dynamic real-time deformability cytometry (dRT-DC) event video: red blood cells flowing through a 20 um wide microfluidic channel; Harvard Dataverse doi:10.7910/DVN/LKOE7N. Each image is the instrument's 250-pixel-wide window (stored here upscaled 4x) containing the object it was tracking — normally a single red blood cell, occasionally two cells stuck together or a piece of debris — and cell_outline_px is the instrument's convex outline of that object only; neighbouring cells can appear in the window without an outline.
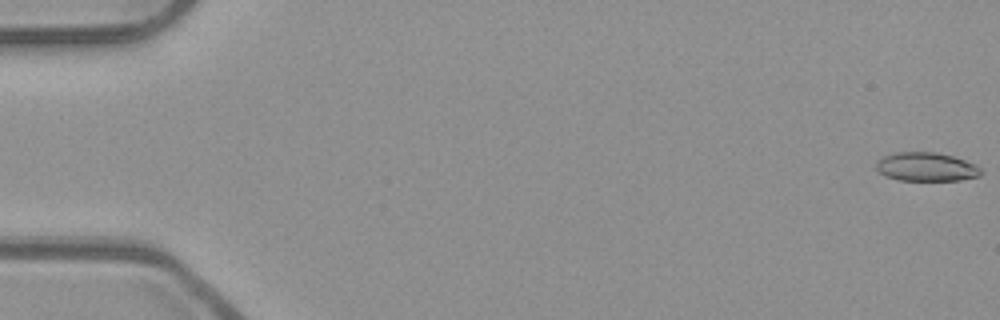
{"species": "common noctule bat (a hibernating species)", "species_latin": "Nyctalus noctula", "temperature_condition": "room temperature", "stored_images_in_passage": 53, "camera_frame_rate_fps": 3000, "um_per_image_px": 0.085, "animal": {"sex": "male", "body_mass_g": 23.1, "forearm_length_mm": 52.7}, "frame": {"image": 1, "passage_image": 1, "time_ms": 0.0, "image_size_px": [1000, 320], "cell_outline_px": [[984, 172], [980, 176], [960, 180], [900, 180], [888, 176], [880, 172], [876, 168], [876, 160], [884, 156], [896, 152], [936, 152], [952, 156], [976, 164]], "centroid_in_image_um": [78.76, 14.18], "position_along_channel_um": 6.2, "area_um2": 17.51}}
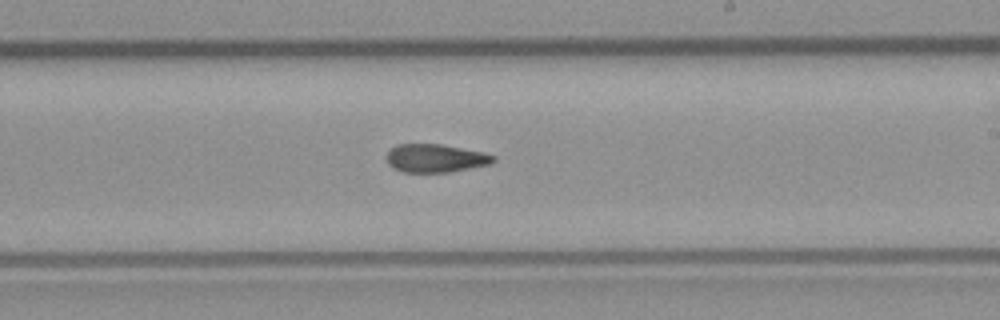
{"frame": {"image": 2, "passage_image": 32, "time_ms": 10.333, "image_size_px": [1000, 320], "cell_outline_px": [[496, 160], [492, 164], [448, 172], [404, 172], [392, 168], [388, 164], [388, 152], [396, 144], [440, 144], [484, 152], [496, 156]], "centroid_in_image_um": [37.05, 13.45], "position_along_channel_um": 252.0, "area_um2": 17.57}}
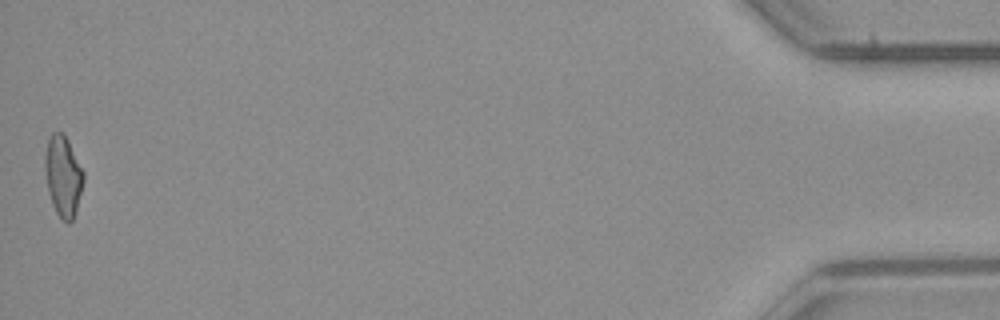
{"frame": {"image": 3, "passage_image": 53, "time_ms": 17.333, "image_size_px": [1000, 320], "cell_outline_px": [[84, 180], [76, 212], [72, 220], [68, 224], [56, 212], [52, 204], [48, 192], [44, 168], [44, 156], [48, 140], [52, 132], [60, 132], [68, 140], [84, 172]], "centroid_in_image_um": [5.36, 14.97], "position_along_channel_um": 429.8, "area_um2": 18.09}, "authors_computed_cell_mechanics": {"area_um2": 17.9758, "velocity_mm_per_s": 3.9666, "shape_relaxation_time_tau1_ms": null, "shape_relaxation_time_tau2_ms": 3.6323, "deformation_change_tau1": null, "deformation_change_tau2": 0.1218}}